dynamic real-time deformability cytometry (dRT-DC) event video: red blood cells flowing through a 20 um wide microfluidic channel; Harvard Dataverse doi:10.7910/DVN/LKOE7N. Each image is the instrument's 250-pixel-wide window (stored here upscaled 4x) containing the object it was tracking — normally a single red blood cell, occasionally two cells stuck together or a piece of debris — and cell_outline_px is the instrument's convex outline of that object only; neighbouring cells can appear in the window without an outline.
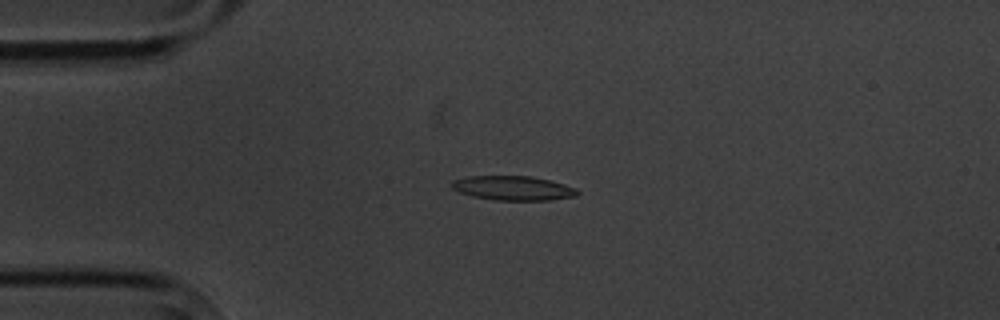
{"species": "common noctule bat (a hibernating species)", "species_latin": "Nyctalus noctula", "temperature_condition": "cold", "stored_images_in_passage": 4, "camera_frame_rate_fps": 3000, "um_per_image_px": 0.085, "animal": {"sex": "male", "body_mass_g": 20.1, "forearm_length_mm": 53.5}, "frame": {"image": 1, "passage_image": 4, "time_ms": 3.333, "image_size_px": [1000, 320], "cell_outline_px": [[580, 192], [576, 196], [548, 200], [496, 200], [472, 196], [460, 192], [452, 188], [452, 180], [468, 176], [532, 176], [564, 184], [576, 188]], "centroid_in_image_um": [43.62, 15.98], "position_along_channel_um": 41.4, "area_um2": 17.74}}